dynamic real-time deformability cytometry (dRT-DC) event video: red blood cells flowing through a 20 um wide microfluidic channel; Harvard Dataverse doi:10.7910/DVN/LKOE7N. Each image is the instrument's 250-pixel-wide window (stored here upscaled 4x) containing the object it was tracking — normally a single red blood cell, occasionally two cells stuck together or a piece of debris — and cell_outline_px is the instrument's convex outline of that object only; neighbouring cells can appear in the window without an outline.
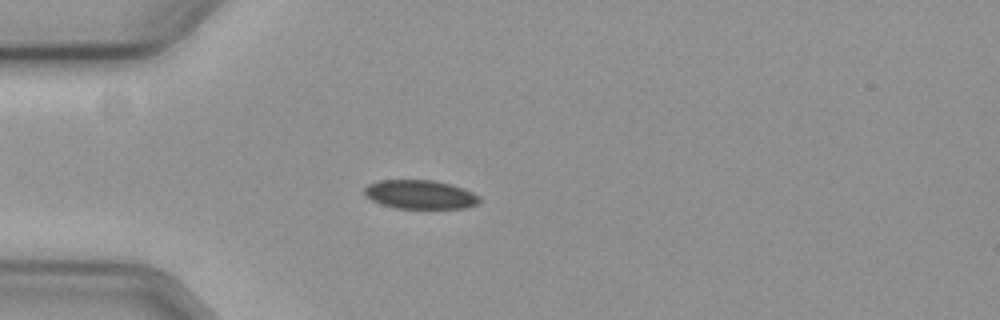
{"species": "common noctule bat (a hibernating species)", "species_latin": "Nyctalus noctula", "temperature_condition": "cold", "stored_images_in_passage": 57, "segment_of_instrument_passage": [1, 2], "camera_frame_rate_fps": 3000, "um_per_image_px": 0.085, "animal": {"sex": "female", "body_mass_g": 19.3, "forearm_length_mm": 54.1}, "frame": {"image": 1, "passage_image": 14, "time_ms": 4.333, "image_size_px": [1000, 320], "cell_outline_px": [[480, 204], [468, 208], [396, 208], [380, 204], [372, 200], [364, 192], [364, 188], [368, 184], [380, 180], [432, 180], [448, 184], [472, 192], [480, 196]], "centroid_in_image_um": [35.73, 16.54], "position_along_channel_um": 49.3, "area_um2": 19.25}}
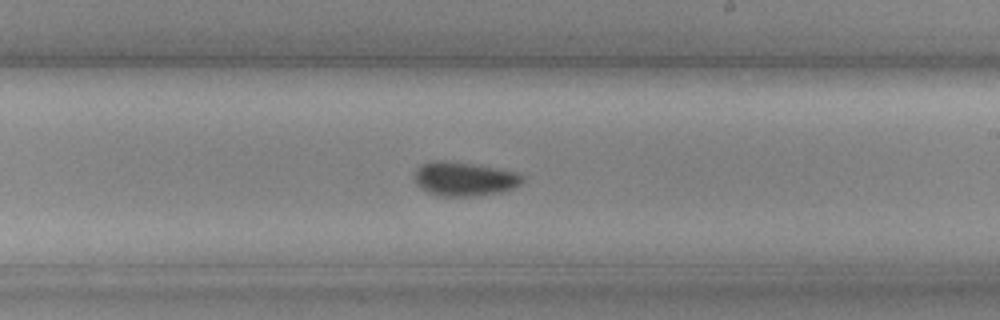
{"frame": {"image": 2, "passage_image": 32, "time_ms": 10.333, "image_size_px": [1000, 320], "cell_outline_px": [[524, 180], [520, 184], [512, 188], [500, 192], [476, 196], [440, 196], [428, 192], [420, 188], [416, 184], [412, 176], [416, 168], [420, 164], [432, 160], [444, 160], [476, 164], [520, 172], [524, 176]], "centroid_in_image_um": [39.44, 15.19], "position_along_channel_um": 249.6, "area_um2": 21.91}}
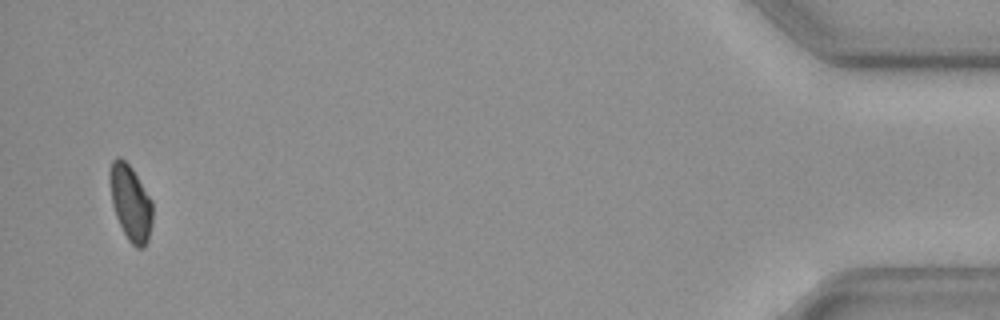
{"frame": {"image": 3, "passage_image": 54, "time_ms": 17.667, "image_size_px": [1000, 320], "cell_outline_px": [[152, 224], [148, 240], [144, 248], [136, 248], [128, 240], [116, 216], [112, 204], [108, 180], [108, 172], [112, 160], [116, 156], [120, 156], [132, 168], [152, 200]], "centroid_in_image_um": [11.08, 17.21], "position_along_channel_um": 424.1, "area_um2": 19.07}}